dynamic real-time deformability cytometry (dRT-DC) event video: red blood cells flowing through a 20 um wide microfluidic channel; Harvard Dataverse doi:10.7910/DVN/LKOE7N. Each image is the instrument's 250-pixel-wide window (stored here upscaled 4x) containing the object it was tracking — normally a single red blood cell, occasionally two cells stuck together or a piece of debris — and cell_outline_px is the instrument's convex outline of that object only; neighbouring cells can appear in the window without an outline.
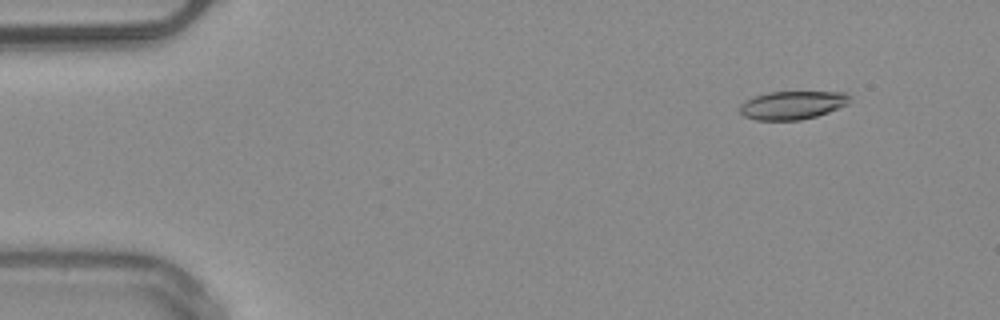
{"species": "common noctule bat (a hibernating species)", "species_latin": "Nyctalus noctula", "temperature_condition": "warm", "stored_images_in_passage": 52, "camera_frame_rate_fps": 3000, "um_per_image_px": 0.085, "animal": {"sex": "male", "body_mass_g": 20.4}, "frame": {"image": 1, "passage_image": 6, "time_ms": 1.667, "image_size_px": [1000, 320], "cell_outline_px": [[852, 100], [848, 104], [828, 112], [816, 116], [800, 120], [756, 120], [744, 116], [740, 112], [740, 104], [744, 100], [768, 92], [844, 92], [852, 96]], "centroid_in_image_um": [67.37, 8.93], "position_along_channel_um": 17.6, "area_um2": 18.21}}
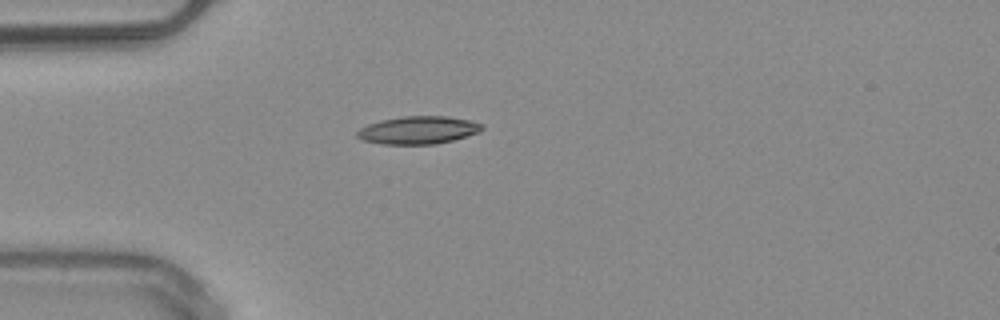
{"frame": {"image": 2, "passage_image": 15, "time_ms": 4.667, "image_size_px": [1000, 320], "cell_outline_px": [[484, 128], [480, 132], [452, 140], [436, 144], [380, 144], [364, 140], [356, 136], [356, 132], [360, 128], [368, 124], [380, 120], [404, 116], [448, 116], [472, 120], [484, 124]], "centroid_in_image_um": [35.58, 11.05], "position_along_channel_um": 49.4, "area_um2": 20.35}, "authors_computed_cell_mechanics": {"area_um2": 19.0162, "velocity_mm_per_s": 4.0283, "shape_relaxation_time_tau1_ms": 10.318, "shape_relaxation_time_tau2_ms": 5.204, "deformation_change_tau1": 0.2123, "deformation_change_tau2": 0.1363}}